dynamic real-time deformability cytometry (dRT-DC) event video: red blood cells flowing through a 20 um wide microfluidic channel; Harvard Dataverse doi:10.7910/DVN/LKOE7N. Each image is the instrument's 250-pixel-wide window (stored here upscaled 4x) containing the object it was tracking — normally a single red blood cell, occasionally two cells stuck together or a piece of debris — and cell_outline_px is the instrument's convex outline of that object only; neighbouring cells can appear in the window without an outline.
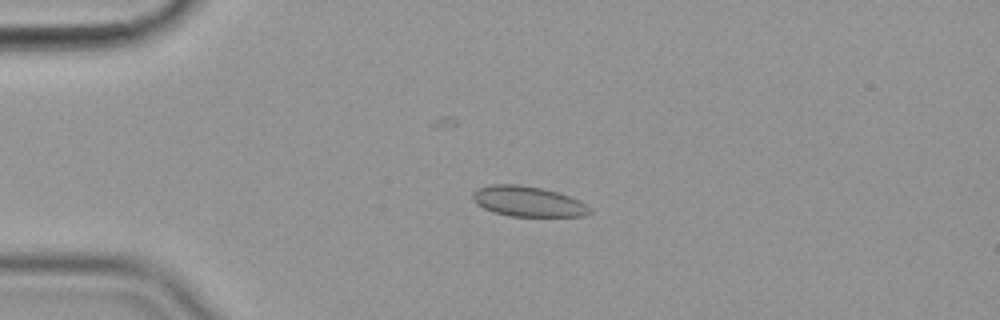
{"species": "common noctule bat (a hibernating species)", "species_latin": "Nyctalus noctula", "temperature_condition": "cold", "stored_images_in_passage": 44, "camera_frame_rate_fps": 3000, "um_per_image_px": 0.085, "animal": {"sex": "female", "body_mass_g": 19.9}, "frame": {"image": 1, "passage_image": 1, "time_ms": 0.0, "image_size_px": [1000, 320], "cell_outline_px": [[592, 212], [584, 216], [508, 216], [492, 212], [476, 204], [472, 200], [472, 192], [476, 188], [492, 184], [520, 184], [540, 188], [556, 192], [580, 200]], "centroid_in_image_um": [44.8, 17.12], "position_along_channel_um": 40.2, "area_um2": 20.69}}
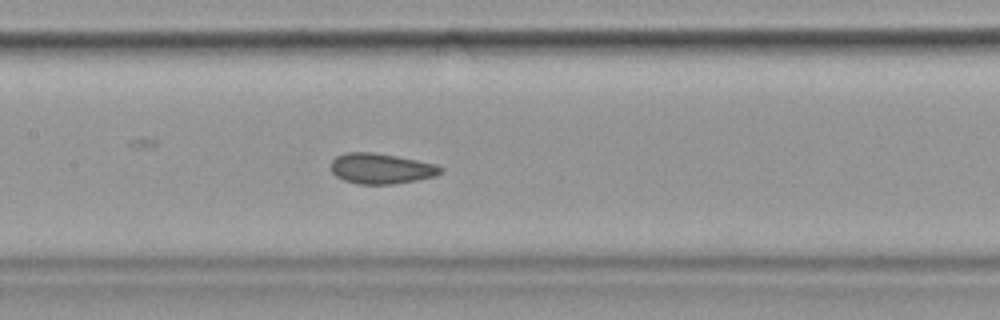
{"frame": {"image": 2, "passage_image": 15, "time_ms": 4.667, "image_size_px": [1000, 320], "cell_outline_px": [[444, 172], [436, 176], [416, 180], [392, 184], [356, 184], [344, 180], [336, 176], [332, 172], [332, 160], [336, 156], [348, 152], [372, 152], [396, 156], [436, 164], [444, 168]], "centroid_in_image_um": [32.42, 14.33], "position_along_channel_um": 175.0, "area_um2": 19.48}}
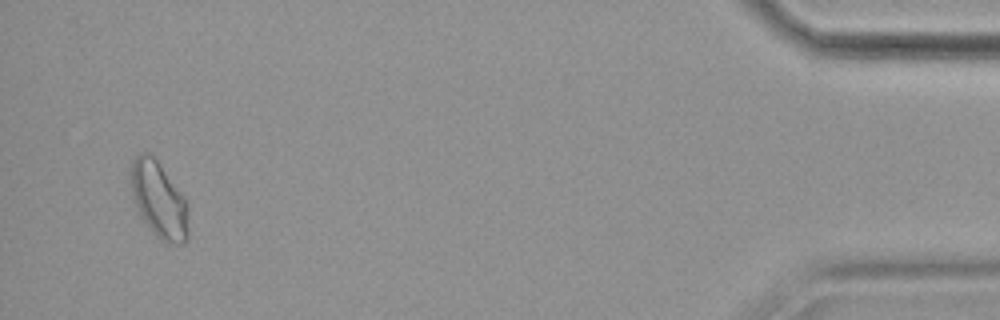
{"frame": {"image": 3, "passage_image": 42, "time_ms": 13.667, "image_size_px": [1000, 320], "cell_outline_px": [[188, 240], [184, 244], [176, 244], [160, 240], [152, 232], [136, 212], [132, 200], [128, 172], [132, 160], [140, 152], [148, 152], [160, 164], [184, 196], [188, 204]], "centroid_in_image_um": [13.46, 16.99], "position_along_channel_um": 421.7, "area_um2": 26.41}, "authors_computed_cell_mechanics": {"area_um2": 20.2011, "velocity_mm_per_s": 3.5738, "shape_relaxation_time_tau1_ms": null, "shape_relaxation_time_tau2_ms": 1.2583, "deformation_change_tau1": null, "deformation_change_tau2": 0.0527}}